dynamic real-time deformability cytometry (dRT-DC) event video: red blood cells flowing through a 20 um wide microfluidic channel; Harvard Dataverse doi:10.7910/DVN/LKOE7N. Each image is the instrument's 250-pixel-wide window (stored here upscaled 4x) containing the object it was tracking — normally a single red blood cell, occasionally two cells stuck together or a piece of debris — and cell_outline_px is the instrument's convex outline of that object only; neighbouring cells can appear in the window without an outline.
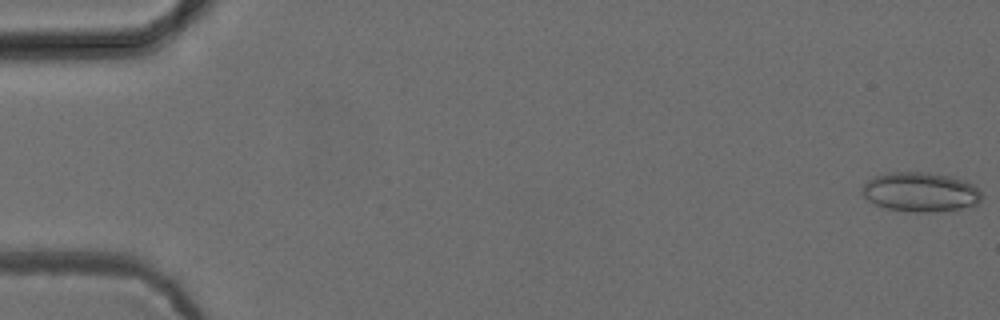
{"species": "common noctule bat (a hibernating species)", "species_latin": "Nyctalus noctula", "temperature_condition": "cold", "stored_images_in_passage": 53, "camera_frame_rate_fps": 3000, "um_per_image_px": 0.085, "animal": {"sex": "female", "body_mass_g": 24.6, "forearm_length_mm": 56.2}, "frame": {"image": 1, "passage_image": 1, "time_ms": 0.0, "image_size_px": [1000, 320], "cell_outline_px": [[980, 200], [976, 204], [960, 208], [932, 212], [920, 212], [888, 208], [876, 204], [868, 200], [860, 192], [864, 184], [872, 176], [888, 172], [928, 172], [948, 176], [972, 184], [980, 192]], "centroid_in_image_um": [78.17, 16.3], "position_along_channel_um": 6.8, "area_um2": 27.05}}
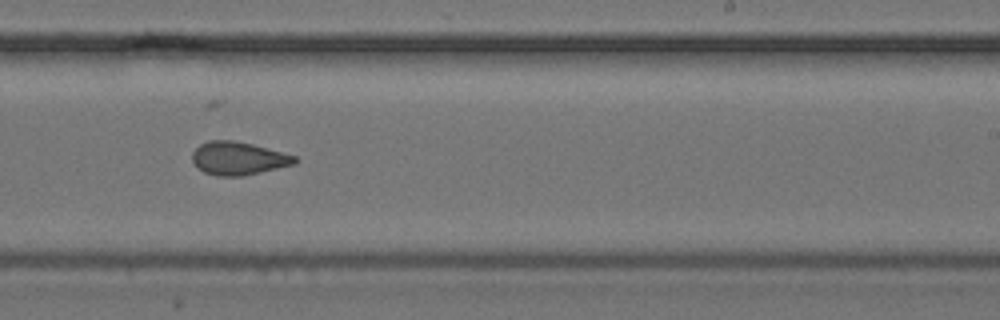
{"frame": {"image": 2, "passage_image": 33, "time_ms": 10.667, "image_size_px": [1000, 320], "cell_outline_px": [[296, 164], [240, 176], [216, 176], [204, 172], [196, 168], [192, 160], [192, 152], [200, 144], [208, 140], [232, 140], [252, 144], [296, 156]], "centroid_in_image_um": [20.2, 13.46], "position_along_channel_um": 268.8, "area_um2": 19.71}}
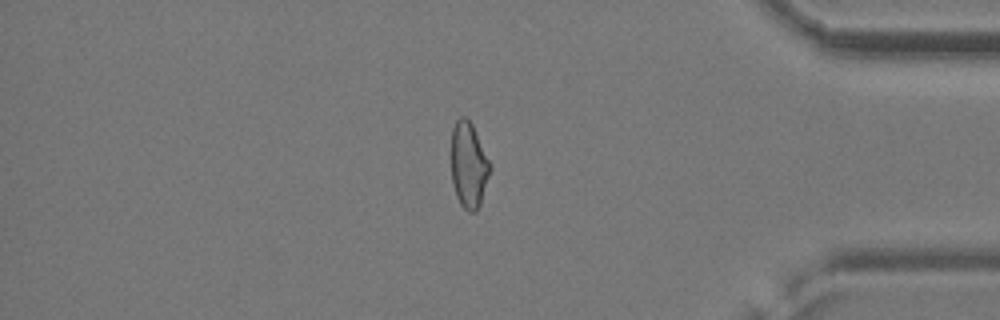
{"frame": {"image": 3, "passage_image": 45, "time_ms": 14.667, "image_size_px": [1000, 320], "cell_outline_px": [[492, 168], [480, 204], [476, 212], [468, 212], [460, 204], [456, 196], [452, 184], [452, 128], [456, 120], [460, 116], [464, 116], [472, 124], [492, 164]], "centroid_in_image_um": [39.85, 14.04], "position_along_channel_um": 395.3, "area_um2": 19.59}, "authors_computed_cell_mechanics": {"area_um2": 20.519, "velocity_mm_per_s": 3.8973, "shape_relaxation_time_tau1_ms": null, "shape_relaxation_time_tau2_ms": 2.1309, "deformation_change_tau1": null, "deformation_change_tau2": 0.0804}}